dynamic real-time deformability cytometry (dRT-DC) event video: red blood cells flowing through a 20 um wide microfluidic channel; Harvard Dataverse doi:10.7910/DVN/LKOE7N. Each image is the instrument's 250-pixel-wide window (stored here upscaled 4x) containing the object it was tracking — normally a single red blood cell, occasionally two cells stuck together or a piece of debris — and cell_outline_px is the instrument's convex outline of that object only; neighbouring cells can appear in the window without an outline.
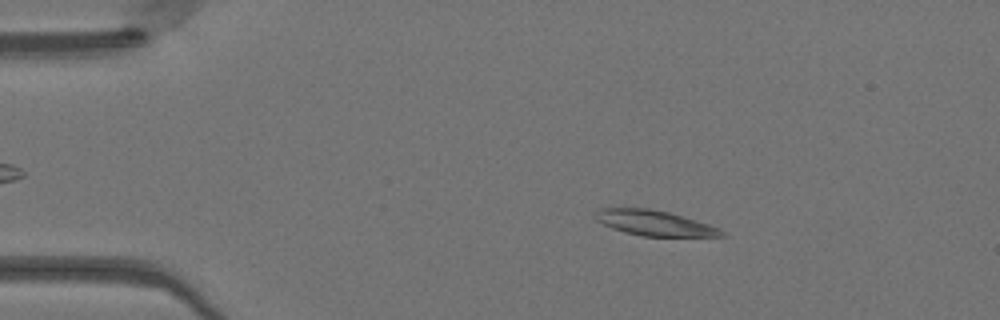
{"species": "Egyptian fruit bat (a non-hibernating species)", "species_latin": "Rousettus aegyptiacus", "temperature_condition": "warm", "stored_images_in_passage": 48, "camera_frame_rate_fps": 3000, "um_per_image_px": 0.085, "animal": {"sex": "female"}, "frame": {"image": 1, "passage_image": 8, "time_ms": 2.333, "image_size_px": [1000, 320], "cell_outline_px": [[728, 236], [640, 236], [624, 232], [612, 228], [596, 220], [596, 212], [600, 208], [648, 208], [668, 212], [708, 224], [720, 228]], "centroid_in_image_um": [55.63, 18.96], "position_along_channel_um": 29.4, "area_um2": 18.38}}
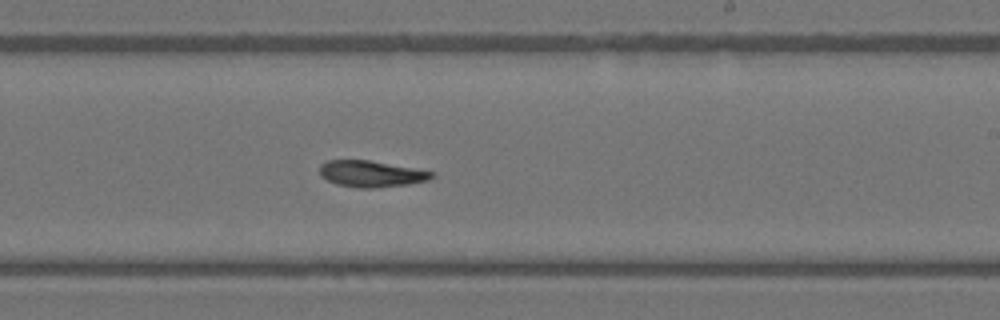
{"frame": {"image": 2, "passage_image": 29, "time_ms": 9.333, "image_size_px": [1000, 320], "cell_outline_px": [[436, 176], [428, 180], [408, 184], [372, 188], [360, 188], [336, 184], [320, 176], [320, 164], [328, 160], [368, 160], [432, 172]], "centroid_in_image_um": [31.51, 14.78], "position_along_channel_um": 257.5, "area_um2": 16.94}}
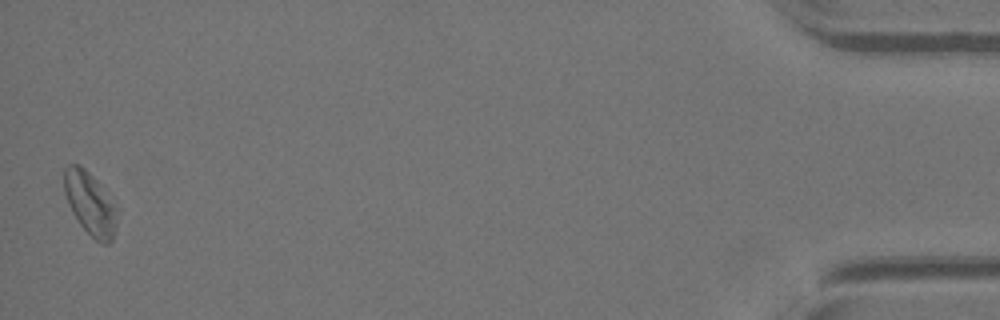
{"frame": {"image": 3, "passage_image": 48, "time_ms": 15.667, "image_size_px": [1000, 320], "cell_outline_px": [[116, 224], [112, 240], [108, 244], [100, 244], [80, 224], [72, 212], [68, 204], [64, 192], [64, 168], [68, 164], [80, 164], [96, 180], [112, 204], [116, 220]], "centroid_in_image_um": [7.6, 17.3], "position_along_channel_um": 427.6, "area_um2": 18.73}}